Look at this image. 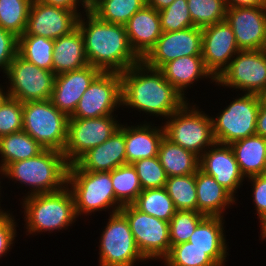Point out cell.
I'll list each match as a JSON object with an SVG mask.
<instances>
[{
	"label": "cell",
	"mask_w": 266,
	"mask_h": 266,
	"mask_svg": "<svg viewBox=\"0 0 266 266\" xmlns=\"http://www.w3.org/2000/svg\"><path fill=\"white\" fill-rule=\"evenodd\" d=\"M111 180L115 198L122 206L133 204L143 190L132 164H124L113 169Z\"/></svg>",
	"instance_id": "cell-34"
},
{
	"label": "cell",
	"mask_w": 266,
	"mask_h": 266,
	"mask_svg": "<svg viewBox=\"0 0 266 266\" xmlns=\"http://www.w3.org/2000/svg\"><path fill=\"white\" fill-rule=\"evenodd\" d=\"M18 54V37L0 27V68L7 72L10 63Z\"/></svg>",
	"instance_id": "cell-43"
},
{
	"label": "cell",
	"mask_w": 266,
	"mask_h": 266,
	"mask_svg": "<svg viewBox=\"0 0 266 266\" xmlns=\"http://www.w3.org/2000/svg\"><path fill=\"white\" fill-rule=\"evenodd\" d=\"M89 7H91L97 0H83Z\"/></svg>",
	"instance_id": "cell-51"
},
{
	"label": "cell",
	"mask_w": 266,
	"mask_h": 266,
	"mask_svg": "<svg viewBox=\"0 0 266 266\" xmlns=\"http://www.w3.org/2000/svg\"><path fill=\"white\" fill-rule=\"evenodd\" d=\"M69 163L62 152L44 149L37 156L8 164L2 174L27 184L29 195L58 191L67 185ZM64 185V186H63Z\"/></svg>",
	"instance_id": "cell-3"
},
{
	"label": "cell",
	"mask_w": 266,
	"mask_h": 266,
	"mask_svg": "<svg viewBox=\"0 0 266 266\" xmlns=\"http://www.w3.org/2000/svg\"><path fill=\"white\" fill-rule=\"evenodd\" d=\"M9 97L8 92L3 93V90L0 87V107L2 106V104L6 101V99Z\"/></svg>",
	"instance_id": "cell-50"
},
{
	"label": "cell",
	"mask_w": 266,
	"mask_h": 266,
	"mask_svg": "<svg viewBox=\"0 0 266 266\" xmlns=\"http://www.w3.org/2000/svg\"><path fill=\"white\" fill-rule=\"evenodd\" d=\"M6 75L10 81L9 97L22 103L50 99L56 76L53 71L39 68L17 54Z\"/></svg>",
	"instance_id": "cell-10"
},
{
	"label": "cell",
	"mask_w": 266,
	"mask_h": 266,
	"mask_svg": "<svg viewBox=\"0 0 266 266\" xmlns=\"http://www.w3.org/2000/svg\"><path fill=\"white\" fill-rule=\"evenodd\" d=\"M164 78L184 96V89L204 76L216 79L206 69L202 55L183 56L171 60L159 69ZM211 75V76H210ZM183 92V93H182Z\"/></svg>",
	"instance_id": "cell-26"
},
{
	"label": "cell",
	"mask_w": 266,
	"mask_h": 266,
	"mask_svg": "<svg viewBox=\"0 0 266 266\" xmlns=\"http://www.w3.org/2000/svg\"><path fill=\"white\" fill-rule=\"evenodd\" d=\"M158 12L162 32H175L194 27L187 0H174L167 8Z\"/></svg>",
	"instance_id": "cell-40"
},
{
	"label": "cell",
	"mask_w": 266,
	"mask_h": 266,
	"mask_svg": "<svg viewBox=\"0 0 266 266\" xmlns=\"http://www.w3.org/2000/svg\"><path fill=\"white\" fill-rule=\"evenodd\" d=\"M120 212L129 222L136 245L145 259L165 258L171 248L169 222L138 210L133 204L124 205Z\"/></svg>",
	"instance_id": "cell-9"
},
{
	"label": "cell",
	"mask_w": 266,
	"mask_h": 266,
	"mask_svg": "<svg viewBox=\"0 0 266 266\" xmlns=\"http://www.w3.org/2000/svg\"><path fill=\"white\" fill-rule=\"evenodd\" d=\"M87 65L84 38L78 27L54 40L52 71L55 75L79 70Z\"/></svg>",
	"instance_id": "cell-23"
},
{
	"label": "cell",
	"mask_w": 266,
	"mask_h": 266,
	"mask_svg": "<svg viewBox=\"0 0 266 266\" xmlns=\"http://www.w3.org/2000/svg\"><path fill=\"white\" fill-rule=\"evenodd\" d=\"M146 5V0H97L90 11L101 21L125 25Z\"/></svg>",
	"instance_id": "cell-32"
},
{
	"label": "cell",
	"mask_w": 266,
	"mask_h": 266,
	"mask_svg": "<svg viewBox=\"0 0 266 266\" xmlns=\"http://www.w3.org/2000/svg\"><path fill=\"white\" fill-rule=\"evenodd\" d=\"M129 43L142 59L162 34L159 12L145 5L125 24Z\"/></svg>",
	"instance_id": "cell-22"
},
{
	"label": "cell",
	"mask_w": 266,
	"mask_h": 266,
	"mask_svg": "<svg viewBox=\"0 0 266 266\" xmlns=\"http://www.w3.org/2000/svg\"><path fill=\"white\" fill-rule=\"evenodd\" d=\"M132 165L137 171L143 190L165 186L167 175L158 156L137 160Z\"/></svg>",
	"instance_id": "cell-41"
},
{
	"label": "cell",
	"mask_w": 266,
	"mask_h": 266,
	"mask_svg": "<svg viewBox=\"0 0 266 266\" xmlns=\"http://www.w3.org/2000/svg\"><path fill=\"white\" fill-rule=\"evenodd\" d=\"M253 183L254 203L261 224L266 220V173L249 177Z\"/></svg>",
	"instance_id": "cell-44"
},
{
	"label": "cell",
	"mask_w": 266,
	"mask_h": 266,
	"mask_svg": "<svg viewBox=\"0 0 266 266\" xmlns=\"http://www.w3.org/2000/svg\"><path fill=\"white\" fill-rule=\"evenodd\" d=\"M211 147L199 157V169L213 176L234 197L244 179L234 152L229 144L215 142Z\"/></svg>",
	"instance_id": "cell-20"
},
{
	"label": "cell",
	"mask_w": 266,
	"mask_h": 266,
	"mask_svg": "<svg viewBox=\"0 0 266 266\" xmlns=\"http://www.w3.org/2000/svg\"><path fill=\"white\" fill-rule=\"evenodd\" d=\"M33 0H0V27L17 37L23 35L27 26Z\"/></svg>",
	"instance_id": "cell-37"
},
{
	"label": "cell",
	"mask_w": 266,
	"mask_h": 266,
	"mask_svg": "<svg viewBox=\"0 0 266 266\" xmlns=\"http://www.w3.org/2000/svg\"><path fill=\"white\" fill-rule=\"evenodd\" d=\"M35 1L42 2L45 4H49V5L58 6V7H63V8L73 10V11H77L76 10L78 8L77 4L79 3V0H35ZM80 3L85 8L84 11L90 10V7L83 0H80Z\"/></svg>",
	"instance_id": "cell-47"
},
{
	"label": "cell",
	"mask_w": 266,
	"mask_h": 266,
	"mask_svg": "<svg viewBox=\"0 0 266 266\" xmlns=\"http://www.w3.org/2000/svg\"><path fill=\"white\" fill-rule=\"evenodd\" d=\"M189 13L196 27H205L225 20L227 6L224 0H187Z\"/></svg>",
	"instance_id": "cell-38"
},
{
	"label": "cell",
	"mask_w": 266,
	"mask_h": 266,
	"mask_svg": "<svg viewBox=\"0 0 266 266\" xmlns=\"http://www.w3.org/2000/svg\"><path fill=\"white\" fill-rule=\"evenodd\" d=\"M14 221L8 212L3 211L0 213V258L9 251L12 241L15 239Z\"/></svg>",
	"instance_id": "cell-45"
},
{
	"label": "cell",
	"mask_w": 266,
	"mask_h": 266,
	"mask_svg": "<svg viewBox=\"0 0 266 266\" xmlns=\"http://www.w3.org/2000/svg\"><path fill=\"white\" fill-rule=\"evenodd\" d=\"M230 146L244 177L266 173V138L255 134L237 140Z\"/></svg>",
	"instance_id": "cell-27"
},
{
	"label": "cell",
	"mask_w": 266,
	"mask_h": 266,
	"mask_svg": "<svg viewBox=\"0 0 266 266\" xmlns=\"http://www.w3.org/2000/svg\"><path fill=\"white\" fill-rule=\"evenodd\" d=\"M100 241L101 266H133L146 260L139 251L126 217L119 211L111 213Z\"/></svg>",
	"instance_id": "cell-11"
},
{
	"label": "cell",
	"mask_w": 266,
	"mask_h": 266,
	"mask_svg": "<svg viewBox=\"0 0 266 266\" xmlns=\"http://www.w3.org/2000/svg\"><path fill=\"white\" fill-rule=\"evenodd\" d=\"M54 40L37 35L18 37V54L37 67L52 71Z\"/></svg>",
	"instance_id": "cell-31"
},
{
	"label": "cell",
	"mask_w": 266,
	"mask_h": 266,
	"mask_svg": "<svg viewBox=\"0 0 266 266\" xmlns=\"http://www.w3.org/2000/svg\"><path fill=\"white\" fill-rule=\"evenodd\" d=\"M197 212L208 217H221L222 210L231 203L234 198L213 176L200 169L196 172Z\"/></svg>",
	"instance_id": "cell-25"
},
{
	"label": "cell",
	"mask_w": 266,
	"mask_h": 266,
	"mask_svg": "<svg viewBox=\"0 0 266 266\" xmlns=\"http://www.w3.org/2000/svg\"><path fill=\"white\" fill-rule=\"evenodd\" d=\"M69 117L50 101L23 102V130L44 149L63 152Z\"/></svg>",
	"instance_id": "cell-6"
},
{
	"label": "cell",
	"mask_w": 266,
	"mask_h": 266,
	"mask_svg": "<svg viewBox=\"0 0 266 266\" xmlns=\"http://www.w3.org/2000/svg\"><path fill=\"white\" fill-rule=\"evenodd\" d=\"M44 148L24 130L0 137V154L2 164L0 172L11 163L33 158Z\"/></svg>",
	"instance_id": "cell-30"
},
{
	"label": "cell",
	"mask_w": 266,
	"mask_h": 266,
	"mask_svg": "<svg viewBox=\"0 0 266 266\" xmlns=\"http://www.w3.org/2000/svg\"><path fill=\"white\" fill-rule=\"evenodd\" d=\"M215 82L263 96L266 92V50H240Z\"/></svg>",
	"instance_id": "cell-12"
},
{
	"label": "cell",
	"mask_w": 266,
	"mask_h": 266,
	"mask_svg": "<svg viewBox=\"0 0 266 266\" xmlns=\"http://www.w3.org/2000/svg\"><path fill=\"white\" fill-rule=\"evenodd\" d=\"M261 235H262V239L264 238H266V232H261Z\"/></svg>",
	"instance_id": "cell-53"
},
{
	"label": "cell",
	"mask_w": 266,
	"mask_h": 266,
	"mask_svg": "<svg viewBox=\"0 0 266 266\" xmlns=\"http://www.w3.org/2000/svg\"><path fill=\"white\" fill-rule=\"evenodd\" d=\"M164 188L176 210L197 212L196 173L167 177Z\"/></svg>",
	"instance_id": "cell-35"
},
{
	"label": "cell",
	"mask_w": 266,
	"mask_h": 266,
	"mask_svg": "<svg viewBox=\"0 0 266 266\" xmlns=\"http://www.w3.org/2000/svg\"><path fill=\"white\" fill-rule=\"evenodd\" d=\"M117 104H122L121 75L101 72L83 93L69 118H100L112 115Z\"/></svg>",
	"instance_id": "cell-14"
},
{
	"label": "cell",
	"mask_w": 266,
	"mask_h": 266,
	"mask_svg": "<svg viewBox=\"0 0 266 266\" xmlns=\"http://www.w3.org/2000/svg\"><path fill=\"white\" fill-rule=\"evenodd\" d=\"M101 73L91 65L65 72L55 76L51 103L61 112L70 117L92 81Z\"/></svg>",
	"instance_id": "cell-19"
},
{
	"label": "cell",
	"mask_w": 266,
	"mask_h": 266,
	"mask_svg": "<svg viewBox=\"0 0 266 266\" xmlns=\"http://www.w3.org/2000/svg\"><path fill=\"white\" fill-rule=\"evenodd\" d=\"M226 249H199L190 242L173 245L164 258L167 266H223Z\"/></svg>",
	"instance_id": "cell-28"
},
{
	"label": "cell",
	"mask_w": 266,
	"mask_h": 266,
	"mask_svg": "<svg viewBox=\"0 0 266 266\" xmlns=\"http://www.w3.org/2000/svg\"><path fill=\"white\" fill-rule=\"evenodd\" d=\"M222 220V216H206L197 225L188 242L199 249H226Z\"/></svg>",
	"instance_id": "cell-36"
},
{
	"label": "cell",
	"mask_w": 266,
	"mask_h": 266,
	"mask_svg": "<svg viewBox=\"0 0 266 266\" xmlns=\"http://www.w3.org/2000/svg\"><path fill=\"white\" fill-rule=\"evenodd\" d=\"M120 75L123 106L168 118L186 103V97L164 78L159 69L150 68L142 61Z\"/></svg>",
	"instance_id": "cell-2"
},
{
	"label": "cell",
	"mask_w": 266,
	"mask_h": 266,
	"mask_svg": "<svg viewBox=\"0 0 266 266\" xmlns=\"http://www.w3.org/2000/svg\"><path fill=\"white\" fill-rule=\"evenodd\" d=\"M260 95L244 94L212 119L215 141L231 144L256 134V121L261 102Z\"/></svg>",
	"instance_id": "cell-8"
},
{
	"label": "cell",
	"mask_w": 266,
	"mask_h": 266,
	"mask_svg": "<svg viewBox=\"0 0 266 266\" xmlns=\"http://www.w3.org/2000/svg\"><path fill=\"white\" fill-rule=\"evenodd\" d=\"M174 0H146V5L161 11L167 8Z\"/></svg>",
	"instance_id": "cell-49"
},
{
	"label": "cell",
	"mask_w": 266,
	"mask_h": 266,
	"mask_svg": "<svg viewBox=\"0 0 266 266\" xmlns=\"http://www.w3.org/2000/svg\"><path fill=\"white\" fill-rule=\"evenodd\" d=\"M256 134L266 138V99L263 96L257 115Z\"/></svg>",
	"instance_id": "cell-46"
},
{
	"label": "cell",
	"mask_w": 266,
	"mask_h": 266,
	"mask_svg": "<svg viewBox=\"0 0 266 266\" xmlns=\"http://www.w3.org/2000/svg\"><path fill=\"white\" fill-rule=\"evenodd\" d=\"M133 205L143 213L170 222L176 212L165 188L142 190Z\"/></svg>",
	"instance_id": "cell-33"
},
{
	"label": "cell",
	"mask_w": 266,
	"mask_h": 266,
	"mask_svg": "<svg viewBox=\"0 0 266 266\" xmlns=\"http://www.w3.org/2000/svg\"><path fill=\"white\" fill-rule=\"evenodd\" d=\"M261 232H266V220L261 224Z\"/></svg>",
	"instance_id": "cell-52"
},
{
	"label": "cell",
	"mask_w": 266,
	"mask_h": 266,
	"mask_svg": "<svg viewBox=\"0 0 266 266\" xmlns=\"http://www.w3.org/2000/svg\"><path fill=\"white\" fill-rule=\"evenodd\" d=\"M239 51L233 30L226 20L202 28V58L215 79Z\"/></svg>",
	"instance_id": "cell-16"
},
{
	"label": "cell",
	"mask_w": 266,
	"mask_h": 266,
	"mask_svg": "<svg viewBox=\"0 0 266 266\" xmlns=\"http://www.w3.org/2000/svg\"><path fill=\"white\" fill-rule=\"evenodd\" d=\"M227 8L266 6V0H224Z\"/></svg>",
	"instance_id": "cell-48"
},
{
	"label": "cell",
	"mask_w": 266,
	"mask_h": 266,
	"mask_svg": "<svg viewBox=\"0 0 266 266\" xmlns=\"http://www.w3.org/2000/svg\"><path fill=\"white\" fill-rule=\"evenodd\" d=\"M206 216L193 210H176L169 222L171 246L188 242L197 225Z\"/></svg>",
	"instance_id": "cell-39"
},
{
	"label": "cell",
	"mask_w": 266,
	"mask_h": 266,
	"mask_svg": "<svg viewBox=\"0 0 266 266\" xmlns=\"http://www.w3.org/2000/svg\"><path fill=\"white\" fill-rule=\"evenodd\" d=\"M158 158L167 177L190 175L199 169V157L166 136L160 142Z\"/></svg>",
	"instance_id": "cell-29"
},
{
	"label": "cell",
	"mask_w": 266,
	"mask_h": 266,
	"mask_svg": "<svg viewBox=\"0 0 266 266\" xmlns=\"http://www.w3.org/2000/svg\"><path fill=\"white\" fill-rule=\"evenodd\" d=\"M71 185L76 216L112 207V214L122 205L116 200L110 172H88L69 164L67 185ZM117 204V205H116ZM115 206V207H113Z\"/></svg>",
	"instance_id": "cell-5"
},
{
	"label": "cell",
	"mask_w": 266,
	"mask_h": 266,
	"mask_svg": "<svg viewBox=\"0 0 266 266\" xmlns=\"http://www.w3.org/2000/svg\"><path fill=\"white\" fill-rule=\"evenodd\" d=\"M168 118L164 125L165 136L198 157L216 142L211 117L195 108L189 110L187 102Z\"/></svg>",
	"instance_id": "cell-7"
},
{
	"label": "cell",
	"mask_w": 266,
	"mask_h": 266,
	"mask_svg": "<svg viewBox=\"0 0 266 266\" xmlns=\"http://www.w3.org/2000/svg\"><path fill=\"white\" fill-rule=\"evenodd\" d=\"M113 115L100 118H69L67 142L63 150L69 164L75 163L91 148L108 140L119 128Z\"/></svg>",
	"instance_id": "cell-13"
},
{
	"label": "cell",
	"mask_w": 266,
	"mask_h": 266,
	"mask_svg": "<svg viewBox=\"0 0 266 266\" xmlns=\"http://www.w3.org/2000/svg\"><path fill=\"white\" fill-rule=\"evenodd\" d=\"M192 55H202L201 27L162 32L155 45L141 61L150 68L160 69L171 60Z\"/></svg>",
	"instance_id": "cell-15"
},
{
	"label": "cell",
	"mask_w": 266,
	"mask_h": 266,
	"mask_svg": "<svg viewBox=\"0 0 266 266\" xmlns=\"http://www.w3.org/2000/svg\"><path fill=\"white\" fill-rule=\"evenodd\" d=\"M137 126L125 127L126 164L158 156L160 142L165 136L163 126L161 128L156 126L152 128L149 124Z\"/></svg>",
	"instance_id": "cell-24"
},
{
	"label": "cell",
	"mask_w": 266,
	"mask_h": 266,
	"mask_svg": "<svg viewBox=\"0 0 266 266\" xmlns=\"http://www.w3.org/2000/svg\"><path fill=\"white\" fill-rule=\"evenodd\" d=\"M125 126L120 128L104 143L91 148L75 164L83 171L110 172L126 164Z\"/></svg>",
	"instance_id": "cell-21"
},
{
	"label": "cell",
	"mask_w": 266,
	"mask_h": 266,
	"mask_svg": "<svg viewBox=\"0 0 266 266\" xmlns=\"http://www.w3.org/2000/svg\"><path fill=\"white\" fill-rule=\"evenodd\" d=\"M85 12L87 21L79 15L77 27L84 38L89 65L101 72L122 73L141 62L129 43L125 25L107 23L90 10Z\"/></svg>",
	"instance_id": "cell-1"
},
{
	"label": "cell",
	"mask_w": 266,
	"mask_h": 266,
	"mask_svg": "<svg viewBox=\"0 0 266 266\" xmlns=\"http://www.w3.org/2000/svg\"><path fill=\"white\" fill-rule=\"evenodd\" d=\"M23 202L27 231L30 234L61 230L72 224L77 217L68 185L55 192L28 195Z\"/></svg>",
	"instance_id": "cell-4"
},
{
	"label": "cell",
	"mask_w": 266,
	"mask_h": 266,
	"mask_svg": "<svg viewBox=\"0 0 266 266\" xmlns=\"http://www.w3.org/2000/svg\"><path fill=\"white\" fill-rule=\"evenodd\" d=\"M23 130V103L8 97L0 107V137Z\"/></svg>",
	"instance_id": "cell-42"
},
{
	"label": "cell",
	"mask_w": 266,
	"mask_h": 266,
	"mask_svg": "<svg viewBox=\"0 0 266 266\" xmlns=\"http://www.w3.org/2000/svg\"><path fill=\"white\" fill-rule=\"evenodd\" d=\"M225 20L240 50L266 49V6L227 8Z\"/></svg>",
	"instance_id": "cell-18"
},
{
	"label": "cell",
	"mask_w": 266,
	"mask_h": 266,
	"mask_svg": "<svg viewBox=\"0 0 266 266\" xmlns=\"http://www.w3.org/2000/svg\"><path fill=\"white\" fill-rule=\"evenodd\" d=\"M80 12L33 0L23 35L57 39L77 28Z\"/></svg>",
	"instance_id": "cell-17"
}]
</instances>
